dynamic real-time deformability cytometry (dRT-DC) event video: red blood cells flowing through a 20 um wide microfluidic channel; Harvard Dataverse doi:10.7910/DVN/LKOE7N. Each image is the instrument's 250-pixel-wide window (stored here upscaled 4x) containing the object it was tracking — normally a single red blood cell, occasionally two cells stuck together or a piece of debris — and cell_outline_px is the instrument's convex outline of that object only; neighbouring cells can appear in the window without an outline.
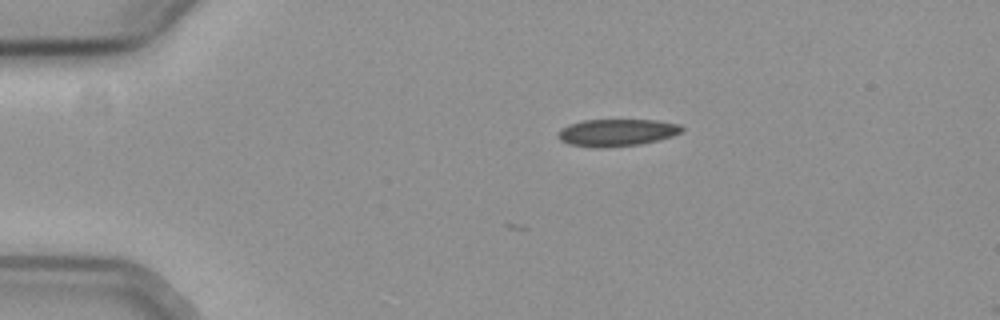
{"species": "common noctule bat (a hibernating species)", "species_latin": "Nyctalus noctula", "temperature_condition": "cold", "stored_images_in_passage": 5, "camera_frame_rate_fps": 3000, "um_per_image_px": 0.085, "animal": {"sex": "female", "body_mass_g": 19.3, "forearm_length_mm": 54.1}, "frame": {"image": 1, "passage_image": 1, "time_ms": 0.0, "image_size_px": [1000, 320], "cell_outline_px": [[684, 128], [680, 132], [672, 136], [640, 144], [608, 148], [592, 148], [568, 144], [560, 140], [556, 136], [564, 128], [572, 124], [584, 120], [656, 120], [680, 124]], "centroid_in_image_um": [52.43, 11.28], "position_along_channel_um": 32.6, "area_um2": 19.54}}